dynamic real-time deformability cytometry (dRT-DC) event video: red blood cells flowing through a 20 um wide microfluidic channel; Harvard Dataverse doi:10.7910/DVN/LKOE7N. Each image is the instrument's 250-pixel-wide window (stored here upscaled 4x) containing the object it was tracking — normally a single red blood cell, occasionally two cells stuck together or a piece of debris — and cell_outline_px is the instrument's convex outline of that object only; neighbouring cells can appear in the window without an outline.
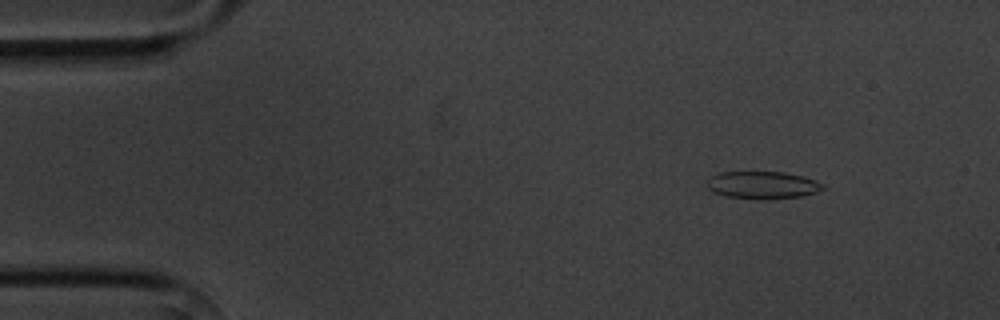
{"species": "common noctule bat (a hibernating species)", "species_latin": "Nyctalus noctula", "temperature_condition": "cold", "stored_images_in_passage": 8, "camera_frame_rate_fps": 3000, "um_per_image_px": 0.085, "animal": {"sex": "male", "body_mass_g": 20.1, "forearm_length_mm": 53.5}, "frame": {"image": 1, "passage_image": 2, "time_ms": 1.333, "image_size_px": [1000, 320], "cell_outline_px": [[828, 188], [804, 196], [768, 200], [760, 200], [724, 196], [708, 188], [708, 176], [720, 172], [784, 172], [804, 176], [816, 180], [824, 184]], "centroid_in_image_um": [64.87, 15.74], "position_along_channel_um": 20.1, "area_um2": 18.96}}
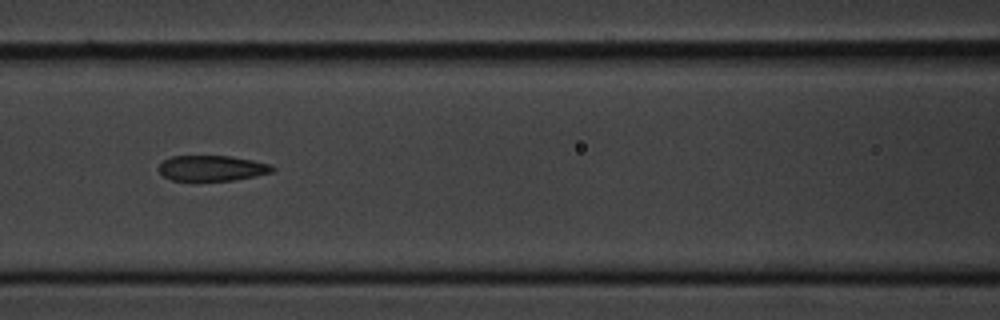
{"frame": {"image": 2, "passage_image": 7, "time_ms": 7.0, "image_size_px": [1000, 320], "cell_outline_px": [[276, 168], [272, 172], [256, 176], [232, 180], [172, 180], [164, 176], [160, 172], [160, 164], [164, 160], [172, 156], [228, 156], [252, 160], [272, 164]], "centroid_in_image_um": [18.06, 14.29], "position_along_channel_um": 148.5, "area_um2": 16.7}}
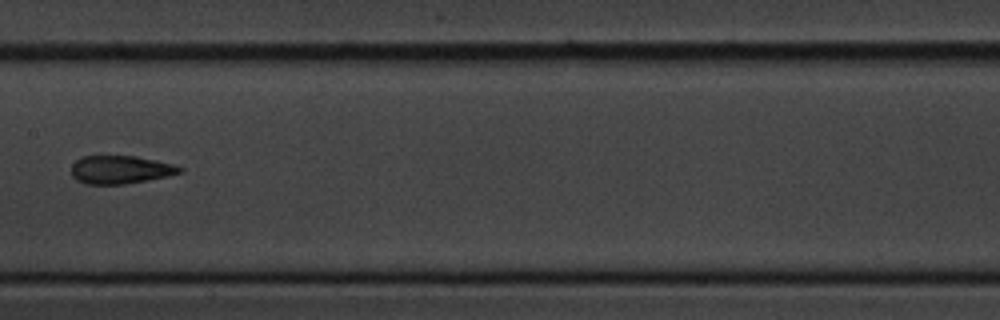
{"frame": {"image": 3, "passage_image": 8, "time_ms": 8.333, "image_size_px": [1000, 320], "cell_outline_px": [[184, 172], [168, 176], [124, 184], [88, 184], [76, 180], [72, 176], [72, 164], [76, 160], [84, 156], [136, 156], [156, 160], [172, 164], [184, 168]], "centroid_in_image_um": [10.25, 14.42], "position_along_channel_um": 197.1, "area_um2": 17.74}}